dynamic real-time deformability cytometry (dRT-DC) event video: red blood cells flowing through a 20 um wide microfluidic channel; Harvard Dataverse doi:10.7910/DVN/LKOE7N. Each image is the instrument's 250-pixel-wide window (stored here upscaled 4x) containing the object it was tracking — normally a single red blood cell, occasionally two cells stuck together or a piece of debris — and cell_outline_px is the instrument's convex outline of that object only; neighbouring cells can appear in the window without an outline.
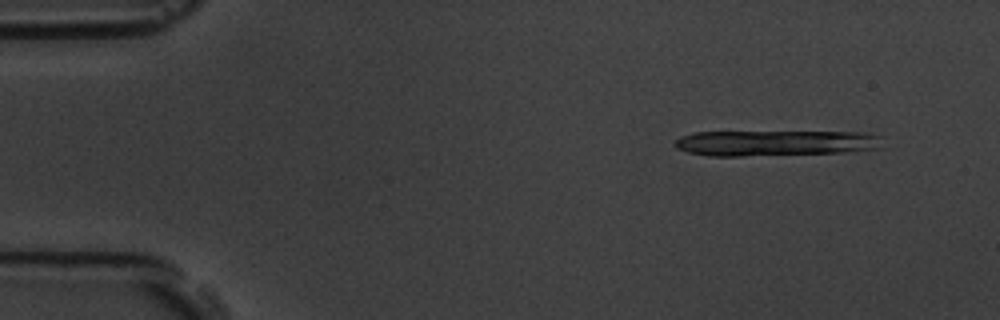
{"species": "common noctule bat (a hibernating species)", "species_latin": "Nyctalus noctula", "temperature_condition": "room temperature", "stored_images_in_passage": 5, "camera_frame_rate_fps": 3000, "um_per_image_px": 0.085, "animal": {"sex": "male", "body_mass_g": 19.5, "forearm_length_mm": 54.6}, "frame": {"image": 1, "passage_image": 2, "time_ms": 1.333, "image_size_px": [1000, 320], "cell_outline_px": [[884, 148], [844, 152], [740, 156], [708, 156], [688, 152], [676, 148], [676, 140], [680, 136], [696, 132], [868, 132], [884, 136]], "centroid_in_image_um": [66.03, 12.15], "position_along_channel_um": 19.0, "area_um2": 31.39}}
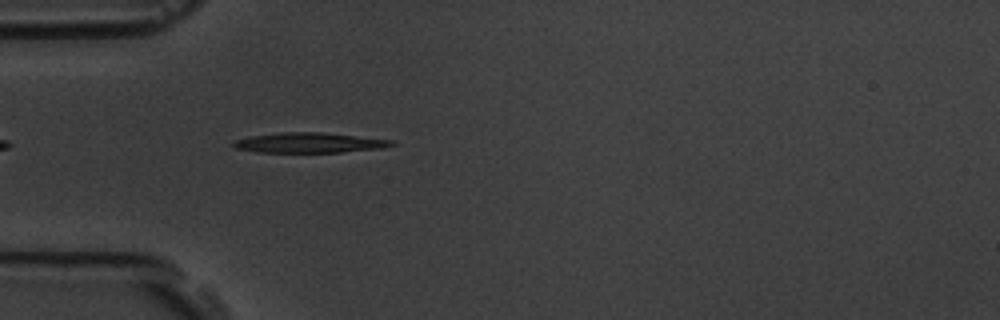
{"frame": {"image": 2, "passage_image": 5, "time_ms": 5.333, "image_size_px": [1000, 320], "cell_outline_px": [[396, 144], [384, 148], [340, 152], [256, 152], [236, 148], [232, 144], [236, 140], [248, 136], [284, 132], [320, 132], [392, 140]], "centroid_in_image_um": [26.29, 12.13], "position_along_channel_um": 58.7, "area_um2": 18.38}}